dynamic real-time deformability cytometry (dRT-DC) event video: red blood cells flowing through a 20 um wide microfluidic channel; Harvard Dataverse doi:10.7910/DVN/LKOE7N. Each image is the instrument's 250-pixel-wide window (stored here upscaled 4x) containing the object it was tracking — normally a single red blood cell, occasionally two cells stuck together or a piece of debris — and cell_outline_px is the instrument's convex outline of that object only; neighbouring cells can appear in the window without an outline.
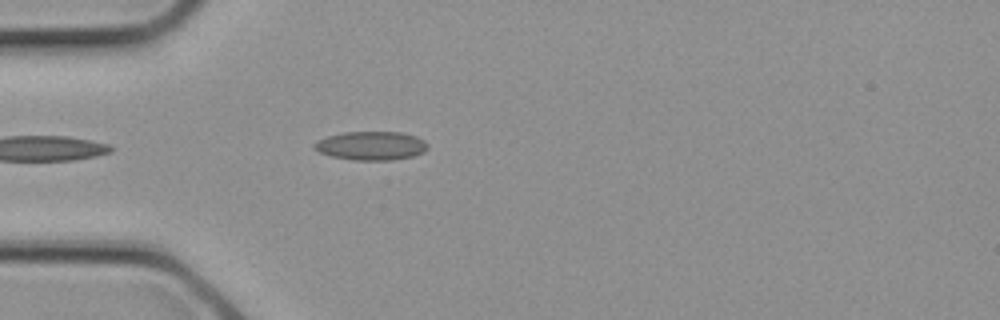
{"species": "common noctule bat (a hibernating species)", "species_latin": "Nyctalus noctula", "temperature_condition": "cold", "stored_images_in_passage": 2, "camera_frame_rate_fps": 3000, "um_per_image_px": 0.085, "animal": {"sex": "female", "body_mass_g": 21.9}, "frame": {"image": 1, "passage_image": 2, "time_ms": 0.333, "image_size_px": [1000, 320], "cell_outline_px": [[428, 148], [424, 152], [412, 156], [392, 160], [352, 160], [332, 156], [320, 152], [312, 148], [312, 144], [316, 140], [328, 136], [344, 132], [400, 132], [416, 136], [424, 140], [428, 144]], "centroid_in_image_um": [31.53, 12.38], "position_along_channel_um": 53.5, "area_um2": 19.07}}